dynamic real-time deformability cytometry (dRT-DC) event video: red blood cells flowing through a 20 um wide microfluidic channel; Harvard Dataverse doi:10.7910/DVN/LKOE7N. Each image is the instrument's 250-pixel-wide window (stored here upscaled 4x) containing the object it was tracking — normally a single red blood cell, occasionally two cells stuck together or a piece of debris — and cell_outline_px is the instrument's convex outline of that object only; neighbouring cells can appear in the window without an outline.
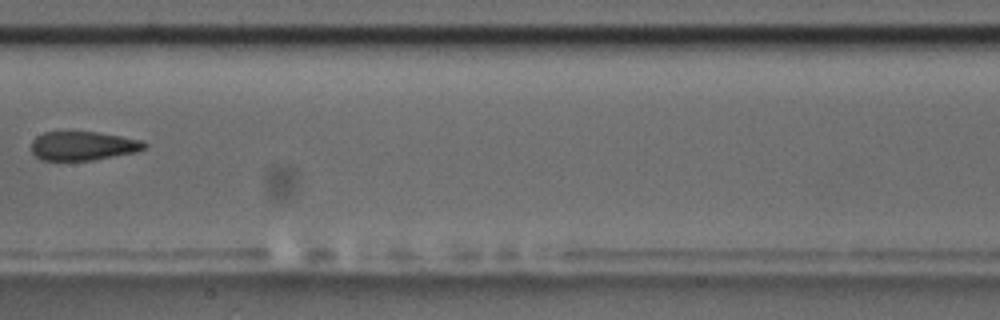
{"species": "common noctule bat (a hibernating species)", "species_latin": "Nyctalus noctula", "temperature_condition": "room temperature", "stored_images_in_passage": 9, "camera_frame_rate_fps": 3000, "um_per_image_px": 0.085, "animal": {"sex": "male", "body_mass_g": 17.5, "forearm_length_mm": 52.3}, "frame": {"image": 1, "passage_image": 7, "time_ms": 7.0, "image_size_px": [1000, 320], "cell_outline_px": [[148, 144], [144, 148], [136, 152], [92, 160], [40, 160], [32, 152], [32, 140], [36, 136], [44, 132], [96, 132], [144, 140]], "centroid_in_image_um": [7.06, 12.4], "position_along_channel_um": 200.3, "area_um2": 19.02}}
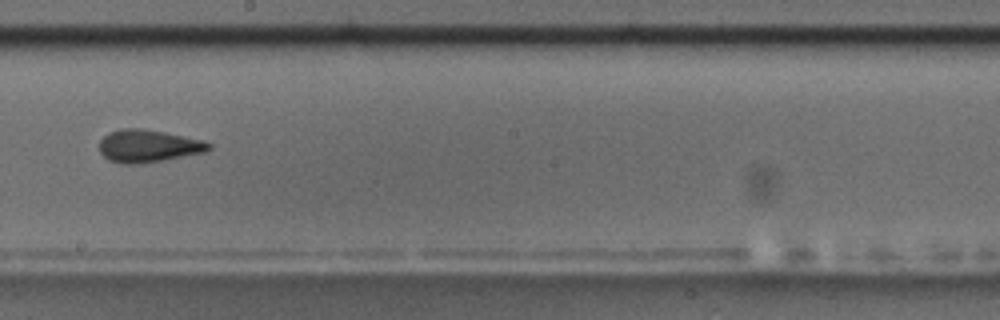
{"frame": {"image": 2, "passage_image": 8, "time_ms": 8.0, "image_size_px": [1000, 320], "cell_outline_px": [[212, 148], [204, 152], [144, 164], [120, 164], [108, 160], [100, 152], [100, 140], [108, 132], [120, 128], [140, 128], [164, 132], [204, 140], [212, 144]], "centroid_in_image_um": [12.59, 12.41], "position_along_channel_um": 235.6, "area_um2": 20.98}}
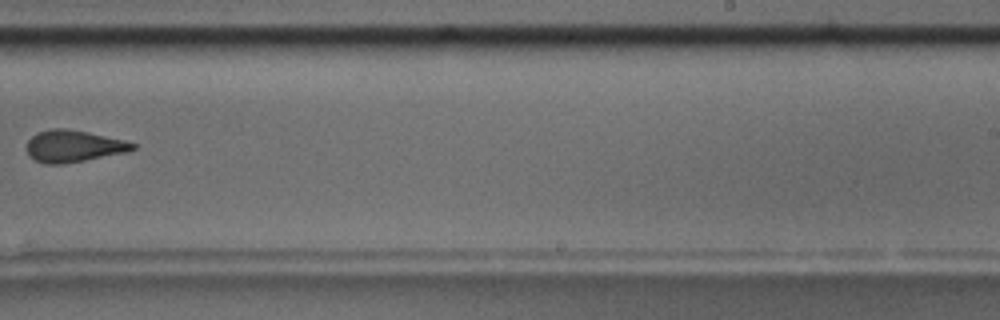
{"frame": {"image": 3, "passage_image": 9, "time_ms": 9.333, "image_size_px": [1000, 320], "cell_outline_px": [[136, 148], [128, 152], [84, 160], [60, 164], [44, 164], [28, 156], [24, 148], [28, 140], [36, 132], [52, 128], [68, 128], [88, 132], [124, 140], [136, 144]], "centroid_in_image_um": [6.2, 12.41], "position_along_channel_um": 282.8, "area_um2": 19.88}}